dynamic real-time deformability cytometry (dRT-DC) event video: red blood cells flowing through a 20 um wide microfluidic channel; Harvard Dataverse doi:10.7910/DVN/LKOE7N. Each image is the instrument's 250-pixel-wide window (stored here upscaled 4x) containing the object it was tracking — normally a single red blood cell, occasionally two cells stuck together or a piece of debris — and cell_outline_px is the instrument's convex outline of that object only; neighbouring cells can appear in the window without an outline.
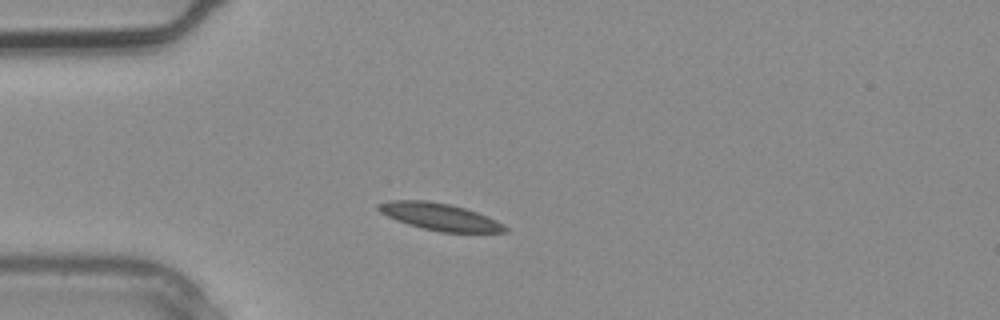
{"species": "common noctule bat (a hibernating species)", "species_latin": "Nyctalus noctula", "temperature_condition": "warm", "stored_images_in_passage": 1, "camera_frame_rate_fps": 3000, "um_per_image_px": 0.085, "animal": {"sex": "male", "body_mass_g": 20.4}, "frame": {"image": 1, "passage_image": 1, "time_ms": 0.0, "image_size_px": [1000, 320], "cell_outline_px": [[508, 232], [440, 232], [408, 224], [388, 216], [380, 212], [376, 208], [376, 204], [392, 200], [428, 200], [448, 204], [464, 208], [476, 212], [496, 220], [504, 224], [508, 228]], "centroid_in_image_um": [37.37, 18.42], "position_along_channel_um": 47.6, "area_um2": 19.77}}